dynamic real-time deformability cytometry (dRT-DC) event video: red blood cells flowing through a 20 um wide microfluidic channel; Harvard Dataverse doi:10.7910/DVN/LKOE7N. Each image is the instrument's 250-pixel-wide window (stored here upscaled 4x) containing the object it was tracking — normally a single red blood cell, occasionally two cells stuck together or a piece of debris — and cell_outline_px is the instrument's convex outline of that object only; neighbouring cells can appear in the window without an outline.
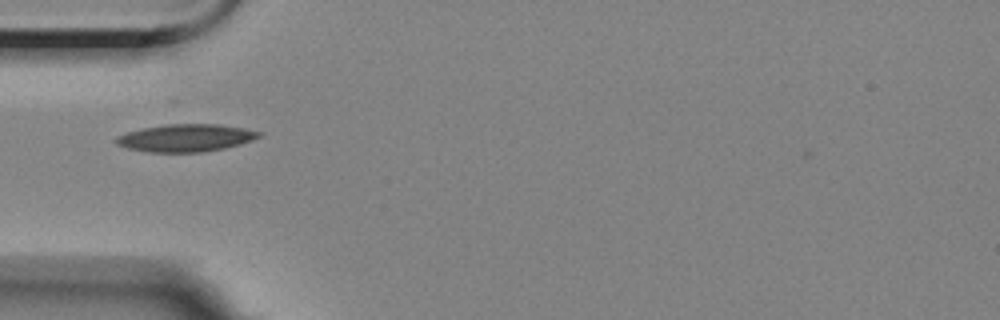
{"species": "Egyptian fruit bat (a non-hibernating species)", "species_latin": "Rousettus aegyptiacus", "temperature_condition": "room temperature", "stored_images_in_passage": 5, "camera_frame_rate_fps": 3000, "um_per_image_px": 0.085, "animal": {"sex": "female"}, "frame": {"image": 1, "passage_image": 1, "time_ms": 0.0, "image_size_px": [1000, 320], "cell_outline_px": [[260, 136], [252, 140], [240, 144], [224, 148], [200, 152], [148, 152], [128, 148], [116, 144], [112, 140], [116, 136], [128, 132], [144, 128], [168, 124], [220, 124], [244, 128], [260, 132]], "centroid_in_image_um": [15.76, 11.72], "position_along_channel_um": 69.2, "area_um2": 22.77}}
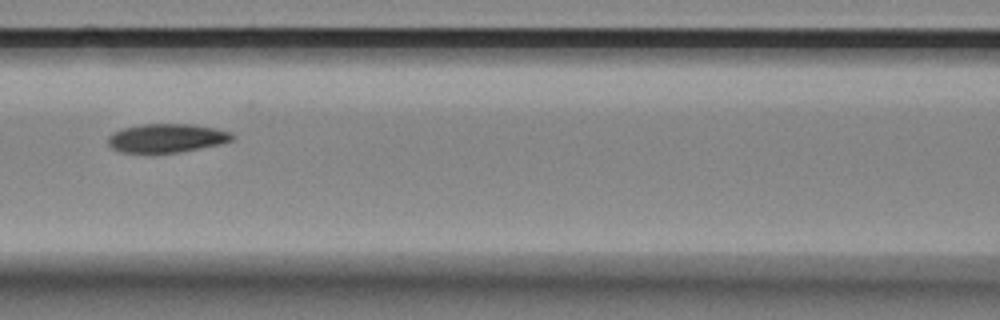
{"frame": {"image": 2, "passage_image": 3, "time_ms": 2.333, "image_size_px": [1000, 320], "cell_outline_px": [[236, 140], [220, 144], [200, 148], [152, 156], [120, 152], [112, 148], [108, 144], [108, 136], [112, 132], [124, 128], [144, 124], [192, 124], [232, 132], [236, 136]], "centroid_in_image_um": [14.14, 11.78], "position_along_channel_um": 152.5, "area_um2": 21.5}}
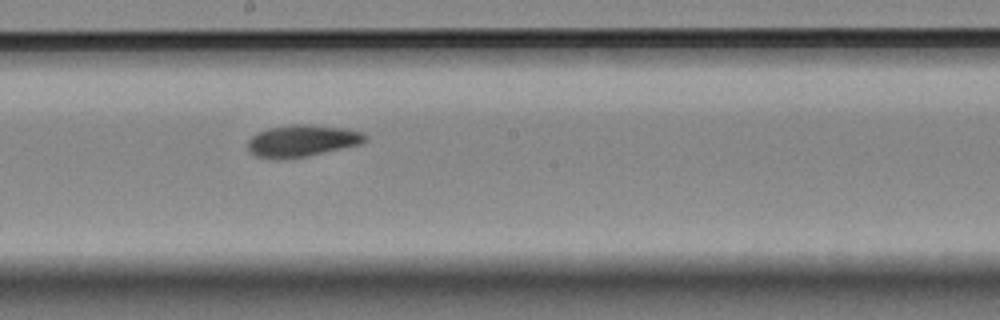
{"frame": {"image": 3, "passage_image": 5, "time_ms": 4.333, "image_size_px": [1000, 320], "cell_outline_px": [[368, 140], [360, 144], [308, 156], [284, 160], [272, 160], [252, 156], [248, 148], [248, 140], [256, 132], [268, 128], [288, 124], [308, 124], [344, 128], [360, 132], [368, 136]], "centroid_in_image_um": [25.61, 11.98], "position_along_channel_um": 222.6, "area_um2": 22.25}}